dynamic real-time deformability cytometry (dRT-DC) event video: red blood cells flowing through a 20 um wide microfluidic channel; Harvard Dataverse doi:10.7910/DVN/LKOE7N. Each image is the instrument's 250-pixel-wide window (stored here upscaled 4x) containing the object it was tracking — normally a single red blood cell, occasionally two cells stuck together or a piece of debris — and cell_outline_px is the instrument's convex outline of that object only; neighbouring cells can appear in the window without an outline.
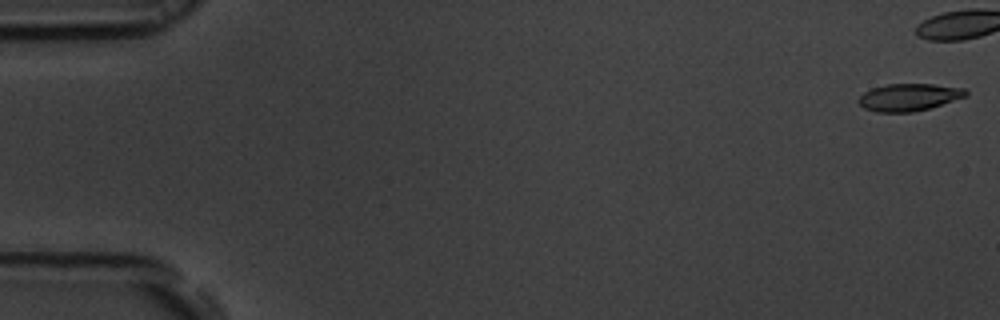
{"species": "common noctule bat (a hibernating species)", "species_latin": "Nyctalus noctula", "temperature_condition": "room temperature", "stored_images_in_passage": 42, "camera_frame_rate_fps": 3000, "um_per_image_px": 0.085, "animal": {"sex": "male", "body_mass_g": 19.5, "forearm_length_mm": 54.6}, "frame": {"image": 1, "passage_image": 1, "time_ms": 0.0, "image_size_px": [1000, 320], "cell_outline_px": [[968, 96], [928, 108], [912, 112], [876, 112], [864, 108], [856, 100], [864, 92], [872, 88], [888, 84], [932, 84], [964, 88], [968, 92]], "centroid_in_image_um": [77.25, 8.26], "position_along_channel_um": 7.8, "area_um2": 16.99}}